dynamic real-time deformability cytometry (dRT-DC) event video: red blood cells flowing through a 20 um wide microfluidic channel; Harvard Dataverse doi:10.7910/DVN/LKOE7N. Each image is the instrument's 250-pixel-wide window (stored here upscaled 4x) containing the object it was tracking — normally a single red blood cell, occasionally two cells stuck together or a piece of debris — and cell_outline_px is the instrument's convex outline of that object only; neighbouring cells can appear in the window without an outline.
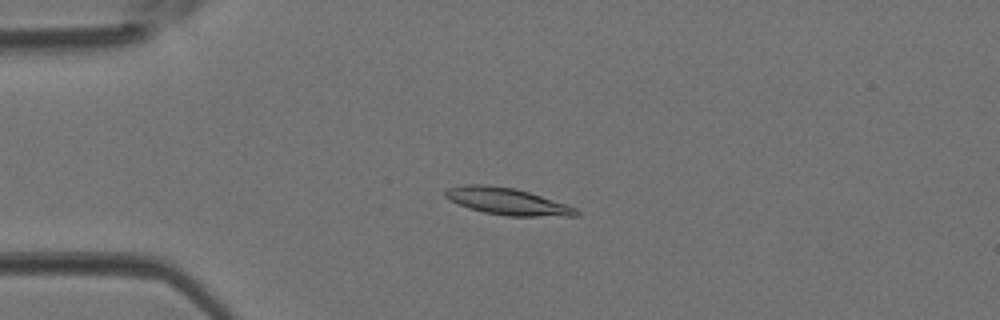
{"species": "Egyptian fruit bat (a non-hibernating species)", "species_latin": "Rousettus aegyptiacus", "temperature_condition": "room temperature", "stored_images_in_passage": 4, "camera_frame_rate_fps": 3000, "um_per_image_px": 0.085, "animal": {"sex": "female"}, "frame": {"image": 1, "passage_image": 3, "time_ms": 0.667, "image_size_px": [1000, 320], "cell_outline_px": [[580, 216], [508, 216], [484, 212], [468, 208], [448, 200], [444, 196], [444, 192], [448, 188], [464, 184], [484, 184], [516, 188], [576, 208], [580, 212]], "centroid_in_image_um": [43.07, 17.11], "position_along_channel_um": 41.9, "area_um2": 20.46}}